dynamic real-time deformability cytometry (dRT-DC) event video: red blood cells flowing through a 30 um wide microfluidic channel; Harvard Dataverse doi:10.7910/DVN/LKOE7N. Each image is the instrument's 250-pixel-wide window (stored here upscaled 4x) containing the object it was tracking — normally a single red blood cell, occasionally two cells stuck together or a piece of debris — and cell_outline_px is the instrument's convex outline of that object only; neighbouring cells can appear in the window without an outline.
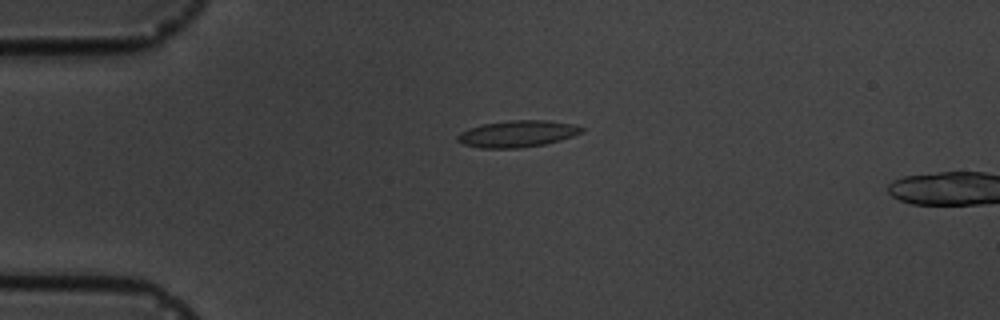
{"species": "common noctule bat (a hibernating species)", "species_latin": "Nyctalus noctula", "temperature_condition": "cold", "stored_images_in_passage": 4, "camera_frame_rate_fps": 3000, "um_per_image_px": 0.085, "animal": {"sex": "male", "body_mass_g": 19.5, "forearm_length_mm": 54.6}, "frame": {"image": 1, "passage_image": 3, "time_ms": 2.0, "image_size_px": [1000, 320], "cell_outline_px": [[584, 132], [560, 140], [544, 144], [516, 148], [480, 148], [464, 144], [456, 140], [456, 136], [460, 132], [468, 128], [484, 124], [508, 120], [552, 120], [576, 124], [584, 128]], "centroid_in_image_um": [44.0, 11.36], "position_along_channel_um": 41.0, "area_um2": 19.42}}